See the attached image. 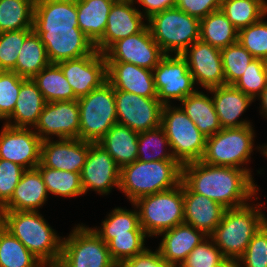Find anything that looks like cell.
<instances>
[{"label": "cell", "mask_w": 267, "mask_h": 267, "mask_svg": "<svg viewBox=\"0 0 267 267\" xmlns=\"http://www.w3.org/2000/svg\"><path fill=\"white\" fill-rule=\"evenodd\" d=\"M79 99L107 81V61L103 53L92 54L57 63Z\"/></svg>", "instance_id": "obj_14"}, {"label": "cell", "mask_w": 267, "mask_h": 267, "mask_svg": "<svg viewBox=\"0 0 267 267\" xmlns=\"http://www.w3.org/2000/svg\"><path fill=\"white\" fill-rule=\"evenodd\" d=\"M253 134L251 125L222 128L207 138L201 161L213 166L240 168V165L248 162L253 151Z\"/></svg>", "instance_id": "obj_9"}, {"label": "cell", "mask_w": 267, "mask_h": 267, "mask_svg": "<svg viewBox=\"0 0 267 267\" xmlns=\"http://www.w3.org/2000/svg\"><path fill=\"white\" fill-rule=\"evenodd\" d=\"M35 0H0V33L33 29Z\"/></svg>", "instance_id": "obj_36"}, {"label": "cell", "mask_w": 267, "mask_h": 267, "mask_svg": "<svg viewBox=\"0 0 267 267\" xmlns=\"http://www.w3.org/2000/svg\"><path fill=\"white\" fill-rule=\"evenodd\" d=\"M184 223L210 236L226 210L220 203L193 192L183 182Z\"/></svg>", "instance_id": "obj_24"}, {"label": "cell", "mask_w": 267, "mask_h": 267, "mask_svg": "<svg viewBox=\"0 0 267 267\" xmlns=\"http://www.w3.org/2000/svg\"><path fill=\"white\" fill-rule=\"evenodd\" d=\"M149 29L165 55L168 51L183 54L200 39V19L174 7L152 15Z\"/></svg>", "instance_id": "obj_5"}, {"label": "cell", "mask_w": 267, "mask_h": 267, "mask_svg": "<svg viewBox=\"0 0 267 267\" xmlns=\"http://www.w3.org/2000/svg\"><path fill=\"white\" fill-rule=\"evenodd\" d=\"M239 258H224L216 267H241Z\"/></svg>", "instance_id": "obj_53"}, {"label": "cell", "mask_w": 267, "mask_h": 267, "mask_svg": "<svg viewBox=\"0 0 267 267\" xmlns=\"http://www.w3.org/2000/svg\"><path fill=\"white\" fill-rule=\"evenodd\" d=\"M182 181L195 193L220 203L226 209L246 205L257 188L248 169L213 166L196 161L182 165Z\"/></svg>", "instance_id": "obj_1"}, {"label": "cell", "mask_w": 267, "mask_h": 267, "mask_svg": "<svg viewBox=\"0 0 267 267\" xmlns=\"http://www.w3.org/2000/svg\"><path fill=\"white\" fill-rule=\"evenodd\" d=\"M138 135L139 132L117 123L99 140L98 144L122 168L138 159Z\"/></svg>", "instance_id": "obj_28"}, {"label": "cell", "mask_w": 267, "mask_h": 267, "mask_svg": "<svg viewBox=\"0 0 267 267\" xmlns=\"http://www.w3.org/2000/svg\"><path fill=\"white\" fill-rule=\"evenodd\" d=\"M76 0H35L33 30H73L78 27Z\"/></svg>", "instance_id": "obj_23"}, {"label": "cell", "mask_w": 267, "mask_h": 267, "mask_svg": "<svg viewBox=\"0 0 267 267\" xmlns=\"http://www.w3.org/2000/svg\"><path fill=\"white\" fill-rule=\"evenodd\" d=\"M49 267H60L58 264H51V265H48Z\"/></svg>", "instance_id": "obj_57"}, {"label": "cell", "mask_w": 267, "mask_h": 267, "mask_svg": "<svg viewBox=\"0 0 267 267\" xmlns=\"http://www.w3.org/2000/svg\"><path fill=\"white\" fill-rule=\"evenodd\" d=\"M208 90L214 93L212 100L221 128H239L250 125L247 121H237L253 101L250 96L233 85H223Z\"/></svg>", "instance_id": "obj_27"}, {"label": "cell", "mask_w": 267, "mask_h": 267, "mask_svg": "<svg viewBox=\"0 0 267 267\" xmlns=\"http://www.w3.org/2000/svg\"><path fill=\"white\" fill-rule=\"evenodd\" d=\"M239 259L245 267H267V229L263 225Z\"/></svg>", "instance_id": "obj_48"}, {"label": "cell", "mask_w": 267, "mask_h": 267, "mask_svg": "<svg viewBox=\"0 0 267 267\" xmlns=\"http://www.w3.org/2000/svg\"><path fill=\"white\" fill-rule=\"evenodd\" d=\"M161 127L173 149L172 155L181 165L200 161L205 152L206 140L195 123L180 108L163 106Z\"/></svg>", "instance_id": "obj_8"}, {"label": "cell", "mask_w": 267, "mask_h": 267, "mask_svg": "<svg viewBox=\"0 0 267 267\" xmlns=\"http://www.w3.org/2000/svg\"><path fill=\"white\" fill-rule=\"evenodd\" d=\"M79 139L98 143L117 124L114 88L106 81L79 99Z\"/></svg>", "instance_id": "obj_7"}, {"label": "cell", "mask_w": 267, "mask_h": 267, "mask_svg": "<svg viewBox=\"0 0 267 267\" xmlns=\"http://www.w3.org/2000/svg\"><path fill=\"white\" fill-rule=\"evenodd\" d=\"M137 2L146 7L147 14L145 13V15L148 19L156 13L176 6V0H137Z\"/></svg>", "instance_id": "obj_52"}, {"label": "cell", "mask_w": 267, "mask_h": 267, "mask_svg": "<svg viewBox=\"0 0 267 267\" xmlns=\"http://www.w3.org/2000/svg\"><path fill=\"white\" fill-rule=\"evenodd\" d=\"M33 29L0 33V71H13L25 37Z\"/></svg>", "instance_id": "obj_45"}, {"label": "cell", "mask_w": 267, "mask_h": 267, "mask_svg": "<svg viewBox=\"0 0 267 267\" xmlns=\"http://www.w3.org/2000/svg\"><path fill=\"white\" fill-rule=\"evenodd\" d=\"M26 78L13 71H0V117L6 119L13 113L19 90Z\"/></svg>", "instance_id": "obj_46"}, {"label": "cell", "mask_w": 267, "mask_h": 267, "mask_svg": "<svg viewBox=\"0 0 267 267\" xmlns=\"http://www.w3.org/2000/svg\"><path fill=\"white\" fill-rule=\"evenodd\" d=\"M32 80L46 102L77 100L74 91L57 63H50Z\"/></svg>", "instance_id": "obj_34"}, {"label": "cell", "mask_w": 267, "mask_h": 267, "mask_svg": "<svg viewBox=\"0 0 267 267\" xmlns=\"http://www.w3.org/2000/svg\"><path fill=\"white\" fill-rule=\"evenodd\" d=\"M162 233L165 235L158 251L162 258L174 267L179 262L181 265L191 251L205 240L203 237L207 236L204 232L186 223H181Z\"/></svg>", "instance_id": "obj_25"}, {"label": "cell", "mask_w": 267, "mask_h": 267, "mask_svg": "<svg viewBox=\"0 0 267 267\" xmlns=\"http://www.w3.org/2000/svg\"><path fill=\"white\" fill-rule=\"evenodd\" d=\"M134 0H116L108 15L103 37L95 44V49L105 53L116 41L141 32L147 25L142 23L143 15L132 8Z\"/></svg>", "instance_id": "obj_20"}, {"label": "cell", "mask_w": 267, "mask_h": 267, "mask_svg": "<svg viewBox=\"0 0 267 267\" xmlns=\"http://www.w3.org/2000/svg\"><path fill=\"white\" fill-rule=\"evenodd\" d=\"M49 64L50 61L46 48L41 42L39 35L32 30L25 37L13 72L17 73L20 77L32 79Z\"/></svg>", "instance_id": "obj_32"}, {"label": "cell", "mask_w": 267, "mask_h": 267, "mask_svg": "<svg viewBox=\"0 0 267 267\" xmlns=\"http://www.w3.org/2000/svg\"><path fill=\"white\" fill-rule=\"evenodd\" d=\"M222 12L239 31L262 19L267 13L264 0H222Z\"/></svg>", "instance_id": "obj_37"}, {"label": "cell", "mask_w": 267, "mask_h": 267, "mask_svg": "<svg viewBox=\"0 0 267 267\" xmlns=\"http://www.w3.org/2000/svg\"><path fill=\"white\" fill-rule=\"evenodd\" d=\"M104 55L107 62H128L153 70L165 54L147 25L141 32L116 41Z\"/></svg>", "instance_id": "obj_13"}, {"label": "cell", "mask_w": 267, "mask_h": 267, "mask_svg": "<svg viewBox=\"0 0 267 267\" xmlns=\"http://www.w3.org/2000/svg\"><path fill=\"white\" fill-rule=\"evenodd\" d=\"M257 22L238 31V42L254 57L267 58V22Z\"/></svg>", "instance_id": "obj_44"}, {"label": "cell", "mask_w": 267, "mask_h": 267, "mask_svg": "<svg viewBox=\"0 0 267 267\" xmlns=\"http://www.w3.org/2000/svg\"><path fill=\"white\" fill-rule=\"evenodd\" d=\"M80 111L77 100L46 102L38 122L36 134L42 141L47 135H57L60 139L79 138ZM45 133V136H44Z\"/></svg>", "instance_id": "obj_17"}, {"label": "cell", "mask_w": 267, "mask_h": 267, "mask_svg": "<svg viewBox=\"0 0 267 267\" xmlns=\"http://www.w3.org/2000/svg\"><path fill=\"white\" fill-rule=\"evenodd\" d=\"M222 0H176V8L198 19L220 10Z\"/></svg>", "instance_id": "obj_50"}, {"label": "cell", "mask_w": 267, "mask_h": 267, "mask_svg": "<svg viewBox=\"0 0 267 267\" xmlns=\"http://www.w3.org/2000/svg\"><path fill=\"white\" fill-rule=\"evenodd\" d=\"M200 40L221 50L238 42V30L220 9L200 19Z\"/></svg>", "instance_id": "obj_33"}, {"label": "cell", "mask_w": 267, "mask_h": 267, "mask_svg": "<svg viewBox=\"0 0 267 267\" xmlns=\"http://www.w3.org/2000/svg\"><path fill=\"white\" fill-rule=\"evenodd\" d=\"M133 204L140 207V226L145 233L162 234L184 223L183 181L174 189L142 196Z\"/></svg>", "instance_id": "obj_6"}, {"label": "cell", "mask_w": 267, "mask_h": 267, "mask_svg": "<svg viewBox=\"0 0 267 267\" xmlns=\"http://www.w3.org/2000/svg\"><path fill=\"white\" fill-rule=\"evenodd\" d=\"M145 231H129V234L114 235L107 243L112 260L121 265L125 260L143 253Z\"/></svg>", "instance_id": "obj_40"}, {"label": "cell", "mask_w": 267, "mask_h": 267, "mask_svg": "<svg viewBox=\"0 0 267 267\" xmlns=\"http://www.w3.org/2000/svg\"><path fill=\"white\" fill-rule=\"evenodd\" d=\"M225 257L214 242L204 240L196 246L179 267H216Z\"/></svg>", "instance_id": "obj_47"}, {"label": "cell", "mask_w": 267, "mask_h": 267, "mask_svg": "<svg viewBox=\"0 0 267 267\" xmlns=\"http://www.w3.org/2000/svg\"><path fill=\"white\" fill-rule=\"evenodd\" d=\"M47 193L40 171L37 168H27L15 187L11 199L0 211H36V208L46 201Z\"/></svg>", "instance_id": "obj_26"}, {"label": "cell", "mask_w": 267, "mask_h": 267, "mask_svg": "<svg viewBox=\"0 0 267 267\" xmlns=\"http://www.w3.org/2000/svg\"><path fill=\"white\" fill-rule=\"evenodd\" d=\"M235 88L250 96L252 99L260 95L267 86V75L264 59L254 58L243 75L233 84Z\"/></svg>", "instance_id": "obj_43"}, {"label": "cell", "mask_w": 267, "mask_h": 267, "mask_svg": "<svg viewBox=\"0 0 267 267\" xmlns=\"http://www.w3.org/2000/svg\"><path fill=\"white\" fill-rule=\"evenodd\" d=\"M102 230L95 228V233L106 243L114 235L129 234V231H144L140 226L139 212L123 210L122 208L114 209L108 219L103 221Z\"/></svg>", "instance_id": "obj_39"}, {"label": "cell", "mask_w": 267, "mask_h": 267, "mask_svg": "<svg viewBox=\"0 0 267 267\" xmlns=\"http://www.w3.org/2000/svg\"><path fill=\"white\" fill-rule=\"evenodd\" d=\"M265 69H266V75H267V58L264 60Z\"/></svg>", "instance_id": "obj_56"}, {"label": "cell", "mask_w": 267, "mask_h": 267, "mask_svg": "<svg viewBox=\"0 0 267 267\" xmlns=\"http://www.w3.org/2000/svg\"><path fill=\"white\" fill-rule=\"evenodd\" d=\"M36 33L46 48L50 63L81 58L92 54L96 50L93 42L80 28Z\"/></svg>", "instance_id": "obj_19"}, {"label": "cell", "mask_w": 267, "mask_h": 267, "mask_svg": "<svg viewBox=\"0 0 267 267\" xmlns=\"http://www.w3.org/2000/svg\"><path fill=\"white\" fill-rule=\"evenodd\" d=\"M0 267H45V265L0 224Z\"/></svg>", "instance_id": "obj_35"}, {"label": "cell", "mask_w": 267, "mask_h": 267, "mask_svg": "<svg viewBox=\"0 0 267 267\" xmlns=\"http://www.w3.org/2000/svg\"><path fill=\"white\" fill-rule=\"evenodd\" d=\"M116 0H76L80 30L95 45L104 34L108 15Z\"/></svg>", "instance_id": "obj_30"}, {"label": "cell", "mask_w": 267, "mask_h": 267, "mask_svg": "<svg viewBox=\"0 0 267 267\" xmlns=\"http://www.w3.org/2000/svg\"><path fill=\"white\" fill-rule=\"evenodd\" d=\"M37 212L0 211V224L45 266L58 264L63 240Z\"/></svg>", "instance_id": "obj_2"}, {"label": "cell", "mask_w": 267, "mask_h": 267, "mask_svg": "<svg viewBox=\"0 0 267 267\" xmlns=\"http://www.w3.org/2000/svg\"><path fill=\"white\" fill-rule=\"evenodd\" d=\"M117 123L143 132L161 126L163 104L130 92L114 90Z\"/></svg>", "instance_id": "obj_11"}, {"label": "cell", "mask_w": 267, "mask_h": 267, "mask_svg": "<svg viewBox=\"0 0 267 267\" xmlns=\"http://www.w3.org/2000/svg\"><path fill=\"white\" fill-rule=\"evenodd\" d=\"M181 102L184 105L181 109L205 137L208 138L222 129L213 100L202 92L196 91Z\"/></svg>", "instance_id": "obj_31"}, {"label": "cell", "mask_w": 267, "mask_h": 267, "mask_svg": "<svg viewBox=\"0 0 267 267\" xmlns=\"http://www.w3.org/2000/svg\"><path fill=\"white\" fill-rule=\"evenodd\" d=\"M42 139L28 128L4 125L0 134V159L8 160L26 170L40 164Z\"/></svg>", "instance_id": "obj_16"}, {"label": "cell", "mask_w": 267, "mask_h": 267, "mask_svg": "<svg viewBox=\"0 0 267 267\" xmlns=\"http://www.w3.org/2000/svg\"><path fill=\"white\" fill-rule=\"evenodd\" d=\"M259 97L262 101V111L264 110L263 112H265L267 116V86L263 89Z\"/></svg>", "instance_id": "obj_54"}, {"label": "cell", "mask_w": 267, "mask_h": 267, "mask_svg": "<svg viewBox=\"0 0 267 267\" xmlns=\"http://www.w3.org/2000/svg\"><path fill=\"white\" fill-rule=\"evenodd\" d=\"M152 71H155L153 76L157 99L163 105L168 104L169 99L181 101L196 92L193 90L195 81L182 55H164Z\"/></svg>", "instance_id": "obj_12"}, {"label": "cell", "mask_w": 267, "mask_h": 267, "mask_svg": "<svg viewBox=\"0 0 267 267\" xmlns=\"http://www.w3.org/2000/svg\"><path fill=\"white\" fill-rule=\"evenodd\" d=\"M24 171L22 166L0 159V209L11 199Z\"/></svg>", "instance_id": "obj_49"}, {"label": "cell", "mask_w": 267, "mask_h": 267, "mask_svg": "<svg viewBox=\"0 0 267 267\" xmlns=\"http://www.w3.org/2000/svg\"><path fill=\"white\" fill-rule=\"evenodd\" d=\"M107 81L114 90L157 98L153 71L128 62H107Z\"/></svg>", "instance_id": "obj_22"}, {"label": "cell", "mask_w": 267, "mask_h": 267, "mask_svg": "<svg viewBox=\"0 0 267 267\" xmlns=\"http://www.w3.org/2000/svg\"><path fill=\"white\" fill-rule=\"evenodd\" d=\"M164 145L169 146V141H168L167 136L165 135V132L161 126L154 128V129H151V130L139 132V135H138V160L144 161V162L175 160L172 154H170V153L165 154L163 151H160L159 148L161 146H164ZM150 149H152L153 155L144 156L146 154L147 150H150ZM161 152H163V153H161Z\"/></svg>", "instance_id": "obj_42"}, {"label": "cell", "mask_w": 267, "mask_h": 267, "mask_svg": "<svg viewBox=\"0 0 267 267\" xmlns=\"http://www.w3.org/2000/svg\"><path fill=\"white\" fill-rule=\"evenodd\" d=\"M182 182V165L176 160H136L120 171V187L133 203L138 198L175 188Z\"/></svg>", "instance_id": "obj_3"}, {"label": "cell", "mask_w": 267, "mask_h": 267, "mask_svg": "<svg viewBox=\"0 0 267 267\" xmlns=\"http://www.w3.org/2000/svg\"><path fill=\"white\" fill-rule=\"evenodd\" d=\"M89 152V141L66 138L51 142L42 141L40 163L56 170L80 173Z\"/></svg>", "instance_id": "obj_21"}, {"label": "cell", "mask_w": 267, "mask_h": 267, "mask_svg": "<svg viewBox=\"0 0 267 267\" xmlns=\"http://www.w3.org/2000/svg\"><path fill=\"white\" fill-rule=\"evenodd\" d=\"M256 210V211H255ZM263 225V214L248 204L224 211L221 222L209 236L225 258H240Z\"/></svg>", "instance_id": "obj_4"}, {"label": "cell", "mask_w": 267, "mask_h": 267, "mask_svg": "<svg viewBox=\"0 0 267 267\" xmlns=\"http://www.w3.org/2000/svg\"><path fill=\"white\" fill-rule=\"evenodd\" d=\"M121 265L123 267H174L162 258L158 250L151 252L148 249L125 260Z\"/></svg>", "instance_id": "obj_51"}, {"label": "cell", "mask_w": 267, "mask_h": 267, "mask_svg": "<svg viewBox=\"0 0 267 267\" xmlns=\"http://www.w3.org/2000/svg\"><path fill=\"white\" fill-rule=\"evenodd\" d=\"M266 150L263 149V153L267 156V146H265Z\"/></svg>", "instance_id": "obj_58"}, {"label": "cell", "mask_w": 267, "mask_h": 267, "mask_svg": "<svg viewBox=\"0 0 267 267\" xmlns=\"http://www.w3.org/2000/svg\"><path fill=\"white\" fill-rule=\"evenodd\" d=\"M191 46L190 51L181 55L186 59L194 81L207 90L226 85L221 50L200 39Z\"/></svg>", "instance_id": "obj_18"}, {"label": "cell", "mask_w": 267, "mask_h": 267, "mask_svg": "<svg viewBox=\"0 0 267 267\" xmlns=\"http://www.w3.org/2000/svg\"><path fill=\"white\" fill-rule=\"evenodd\" d=\"M263 215V226L267 229V219Z\"/></svg>", "instance_id": "obj_55"}, {"label": "cell", "mask_w": 267, "mask_h": 267, "mask_svg": "<svg viewBox=\"0 0 267 267\" xmlns=\"http://www.w3.org/2000/svg\"><path fill=\"white\" fill-rule=\"evenodd\" d=\"M221 55L226 85H233L254 59L239 42L221 49Z\"/></svg>", "instance_id": "obj_41"}, {"label": "cell", "mask_w": 267, "mask_h": 267, "mask_svg": "<svg viewBox=\"0 0 267 267\" xmlns=\"http://www.w3.org/2000/svg\"><path fill=\"white\" fill-rule=\"evenodd\" d=\"M45 104L46 101L35 82L29 78L25 79L20 86L13 113L7 118H14L15 124L7 122L5 125L15 128H26V125L30 124L35 126Z\"/></svg>", "instance_id": "obj_29"}, {"label": "cell", "mask_w": 267, "mask_h": 267, "mask_svg": "<svg viewBox=\"0 0 267 267\" xmlns=\"http://www.w3.org/2000/svg\"><path fill=\"white\" fill-rule=\"evenodd\" d=\"M36 168L40 171L48 192L64 197L84 194L80 173L52 169L41 163Z\"/></svg>", "instance_id": "obj_38"}, {"label": "cell", "mask_w": 267, "mask_h": 267, "mask_svg": "<svg viewBox=\"0 0 267 267\" xmlns=\"http://www.w3.org/2000/svg\"><path fill=\"white\" fill-rule=\"evenodd\" d=\"M121 168L112 156L98 143L89 142V152L81 171V184L84 193L88 189L107 194L112 186L120 187Z\"/></svg>", "instance_id": "obj_15"}, {"label": "cell", "mask_w": 267, "mask_h": 267, "mask_svg": "<svg viewBox=\"0 0 267 267\" xmlns=\"http://www.w3.org/2000/svg\"><path fill=\"white\" fill-rule=\"evenodd\" d=\"M60 267H115L107 243L94 229L84 226L76 227L62 242Z\"/></svg>", "instance_id": "obj_10"}]
</instances>
